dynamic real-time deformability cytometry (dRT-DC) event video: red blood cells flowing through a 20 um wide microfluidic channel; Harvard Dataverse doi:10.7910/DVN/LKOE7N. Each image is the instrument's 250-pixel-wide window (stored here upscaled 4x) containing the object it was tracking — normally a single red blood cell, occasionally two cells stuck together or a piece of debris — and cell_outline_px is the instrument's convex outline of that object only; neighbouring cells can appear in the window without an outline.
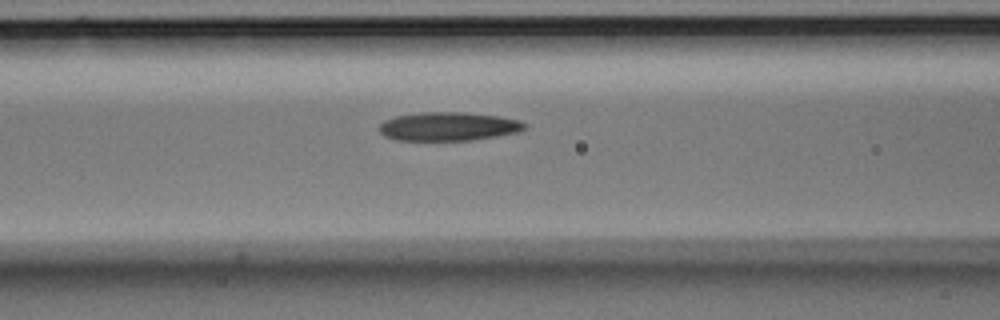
{"species": "Egyptian fruit bat (a non-hibernating species)", "species_latin": "Rousettus aegyptiacus", "temperature_condition": "room temperature", "stored_images_in_passage": 5, "camera_frame_rate_fps": 3000, "um_per_image_px": 0.085, "animal": {"sex": "male"}, "frame": {"image": 1, "passage_image": 5, "time_ms": 1.333, "image_size_px": [1000, 320], "cell_outline_px": [[528, 128], [520, 132], [472, 140], [396, 140], [384, 136], [380, 132], [380, 124], [384, 120], [396, 116], [420, 112], [464, 112], [500, 116], [520, 120], [528, 124]], "centroid_in_image_um": [38.17, 10.74], "position_along_channel_um": 128.4, "area_um2": 24.51}}